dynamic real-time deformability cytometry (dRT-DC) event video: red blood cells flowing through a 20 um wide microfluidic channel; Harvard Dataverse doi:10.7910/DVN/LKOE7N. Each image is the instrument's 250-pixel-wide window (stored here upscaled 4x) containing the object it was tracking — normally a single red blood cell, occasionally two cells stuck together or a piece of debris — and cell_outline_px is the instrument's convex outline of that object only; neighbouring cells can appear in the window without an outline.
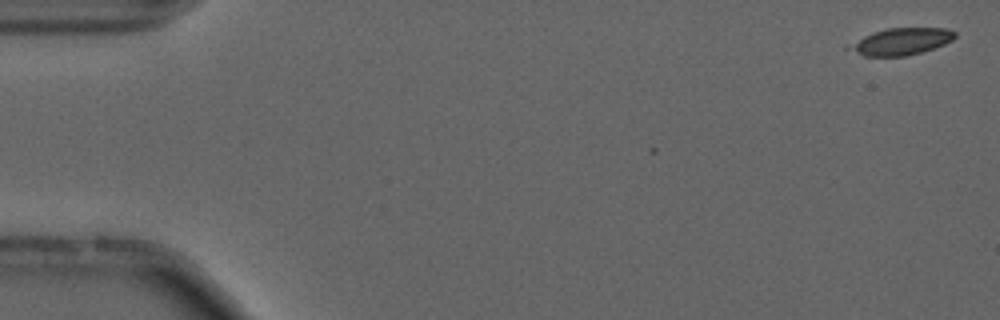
{"species": "common noctule bat (a hibernating species)", "species_latin": "Nyctalus noctula", "temperature_condition": "cold", "stored_images_in_passage": 7, "camera_frame_rate_fps": 3000, "um_per_image_px": 0.085, "animal": {"sex": "male", "forearm_length_mm": 52.5}, "frame": {"image": 1, "passage_image": 2, "time_ms": 0.333, "image_size_px": [1000, 320], "cell_outline_px": [[956, 36], [952, 40], [944, 44], [920, 52], [904, 56], [864, 56], [844, 48], [844, 44], [872, 32], [888, 28], [948, 28], [956, 32]], "centroid_in_image_um": [76.5, 3.52], "position_along_channel_um": 8.5, "area_um2": 16.76}}